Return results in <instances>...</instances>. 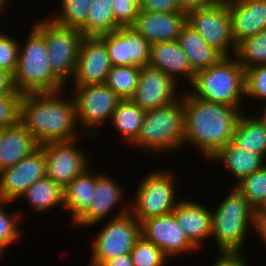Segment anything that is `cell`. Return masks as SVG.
I'll list each match as a JSON object with an SVG mask.
<instances>
[{"mask_svg": "<svg viewBox=\"0 0 266 266\" xmlns=\"http://www.w3.org/2000/svg\"><path fill=\"white\" fill-rule=\"evenodd\" d=\"M183 94L184 145L190 143L200 150L206 160L211 159L232 142L234 128L243 111L199 99L189 91Z\"/></svg>", "mask_w": 266, "mask_h": 266, "instance_id": "obj_1", "label": "cell"}, {"mask_svg": "<svg viewBox=\"0 0 266 266\" xmlns=\"http://www.w3.org/2000/svg\"><path fill=\"white\" fill-rule=\"evenodd\" d=\"M63 91L30 93L20 96L18 121L41 145L47 142L78 139L76 106L72 98L64 99Z\"/></svg>", "mask_w": 266, "mask_h": 266, "instance_id": "obj_2", "label": "cell"}, {"mask_svg": "<svg viewBox=\"0 0 266 266\" xmlns=\"http://www.w3.org/2000/svg\"><path fill=\"white\" fill-rule=\"evenodd\" d=\"M27 38L25 45L19 43L18 66L13 76L14 88L21 95L65 90V85L49 67L44 36L33 26Z\"/></svg>", "mask_w": 266, "mask_h": 266, "instance_id": "obj_3", "label": "cell"}, {"mask_svg": "<svg viewBox=\"0 0 266 266\" xmlns=\"http://www.w3.org/2000/svg\"><path fill=\"white\" fill-rule=\"evenodd\" d=\"M189 92L202 100L242 109L245 96V71L234 56L195 72ZM241 107V108H240Z\"/></svg>", "mask_w": 266, "mask_h": 266, "instance_id": "obj_4", "label": "cell"}, {"mask_svg": "<svg viewBox=\"0 0 266 266\" xmlns=\"http://www.w3.org/2000/svg\"><path fill=\"white\" fill-rule=\"evenodd\" d=\"M155 153H168L184 146L182 93L173 103L146 110L136 141L131 145Z\"/></svg>", "mask_w": 266, "mask_h": 266, "instance_id": "obj_5", "label": "cell"}, {"mask_svg": "<svg viewBox=\"0 0 266 266\" xmlns=\"http://www.w3.org/2000/svg\"><path fill=\"white\" fill-rule=\"evenodd\" d=\"M211 211V237L219 251H241L248 227H254L255 210L232 186L229 194Z\"/></svg>", "mask_w": 266, "mask_h": 266, "instance_id": "obj_6", "label": "cell"}, {"mask_svg": "<svg viewBox=\"0 0 266 266\" xmlns=\"http://www.w3.org/2000/svg\"><path fill=\"white\" fill-rule=\"evenodd\" d=\"M172 173L169 169L153 170L136 187L135 198L130 204V213L140 223L148 218L173 212L181 200L176 195L178 184L176 175Z\"/></svg>", "mask_w": 266, "mask_h": 266, "instance_id": "obj_7", "label": "cell"}, {"mask_svg": "<svg viewBox=\"0 0 266 266\" xmlns=\"http://www.w3.org/2000/svg\"><path fill=\"white\" fill-rule=\"evenodd\" d=\"M93 239L90 265L101 266L104 262L130 253L141 237V223L130 213V205L110 219Z\"/></svg>", "mask_w": 266, "mask_h": 266, "instance_id": "obj_8", "label": "cell"}, {"mask_svg": "<svg viewBox=\"0 0 266 266\" xmlns=\"http://www.w3.org/2000/svg\"><path fill=\"white\" fill-rule=\"evenodd\" d=\"M33 26L44 36L48 48L49 67L64 84L74 75L79 48L83 40L80 30L60 26L49 18Z\"/></svg>", "mask_w": 266, "mask_h": 266, "instance_id": "obj_9", "label": "cell"}, {"mask_svg": "<svg viewBox=\"0 0 266 266\" xmlns=\"http://www.w3.org/2000/svg\"><path fill=\"white\" fill-rule=\"evenodd\" d=\"M72 91L70 97L75 101L78 125L82 123L83 128L88 129V132L91 131L87 133L90 134V140H98L100 133L96 127L108 120L110 122L114 110L122 99L104 83L73 86ZM94 135L97 136L95 139Z\"/></svg>", "mask_w": 266, "mask_h": 266, "instance_id": "obj_10", "label": "cell"}, {"mask_svg": "<svg viewBox=\"0 0 266 266\" xmlns=\"http://www.w3.org/2000/svg\"><path fill=\"white\" fill-rule=\"evenodd\" d=\"M187 24L197 31L209 46L224 57L234 56L236 43L232 35V20L227 2H214L187 13Z\"/></svg>", "mask_w": 266, "mask_h": 266, "instance_id": "obj_11", "label": "cell"}, {"mask_svg": "<svg viewBox=\"0 0 266 266\" xmlns=\"http://www.w3.org/2000/svg\"><path fill=\"white\" fill-rule=\"evenodd\" d=\"M78 139L41 144L46 160V176L63 189L89 166L85 150L77 146Z\"/></svg>", "mask_w": 266, "mask_h": 266, "instance_id": "obj_12", "label": "cell"}, {"mask_svg": "<svg viewBox=\"0 0 266 266\" xmlns=\"http://www.w3.org/2000/svg\"><path fill=\"white\" fill-rule=\"evenodd\" d=\"M44 177L46 160L39 146L14 166L0 171V198L11 202L17 201L34 182Z\"/></svg>", "mask_w": 266, "mask_h": 266, "instance_id": "obj_13", "label": "cell"}, {"mask_svg": "<svg viewBox=\"0 0 266 266\" xmlns=\"http://www.w3.org/2000/svg\"><path fill=\"white\" fill-rule=\"evenodd\" d=\"M99 38L106 45L112 66H148L151 44L133 27H120Z\"/></svg>", "mask_w": 266, "mask_h": 266, "instance_id": "obj_14", "label": "cell"}, {"mask_svg": "<svg viewBox=\"0 0 266 266\" xmlns=\"http://www.w3.org/2000/svg\"><path fill=\"white\" fill-rule=\"evenodd\" d=\"M141 236L158 246L169 259L198 250L179 226L173 212L143 220Z\"/></svg>", "mask_w": 266, "mask_h": 266, "instance_id": "obj_15", "label": "cell"}, {"mask_svg": "<svg viewBox=\"0 0 266 266\" xmlns=\"http://www.w3.org/2000/svg\"><path fill=\"white\" fill-rule=\"evenodd\" d=\"M178 88V83L161 70L144 66L130 99L144 110L156 109L176 101L180 97Z\"/></svg>", "mask_w": 266, "mask_h": 266, "instance_id": "obj_16", "label": "cell"}, {"mask_svg": "<svg viewBox=\"0 0 266 266\" xmlns=\"http://www.w3.org/2000/svg\"><path fill=\"white\" fill-rule=\"evenodd\" d=\"M111 67L104 42L99 37H83L72 77L73 86L103 84Z\"/></svg>", "mask_w": 266, "mask_h": 266, "instance_id": "obj_17", "label": "cell"}, {"mask_svg": "<svg viewBox=\"0 0 266 266\" xmlns=\"http://www.w3.org/2000/svg\"><path fill=\"white\" fill-rule=\"evenodd\" d=\"M187 24L184 12H145L139 10L131 26L151 45L158 42L178 40L181 30Z\"/></svg>", "mask_w": 266, "mask_h": 266, "instance_id": "obj_18", "label": "cell"}, {"mask_svg": "<svg viewBox=\"0 0 266 266\" xmlns=\"http://www.w3.org/2000/svg\"><path fill=\"white\" fill-rule=\"evenodd\" d=\"M104 173H97L94 189V199L89 208L74 222V226H93L100 223L105 216L110 215L113 209L122 202L124 189L116 179Z\"/></svg>", "mask_w": 266, "mask_h": 266, "instance_id": "obj_19", "label": "cell"}, {"mask_svg": "<svg viewBox=\"0 0 266 266\" xmlns=\"http://www.w3.org/2000/svg\"><path fill=\"white\" fill-rule=\"evenodd\" d=\"M227 3L236 44L266 29V0H233Z\"/></svg>", "mask_w": 266, "mask_h": 266, "instance_id": "obj_20", "label": "cell"}, {"mask_svg": "<svg viewBox=\"0 0 266 266\" xmlns=\"http://www.w3.org/2000/svg\"><path fill=\"white\" fill-rule=\"evenodd\" d=\"M148 66L161 70L175 82H179L178 77H183L191 84L195 76V71L177 40L152 44Z\"/></svg>", "mask_w": 266, "mask_h": 266, "instance_id": "obj_21", "label": "cell"}, {"mask_svg": "<svg viewBox=\"0 0 266 266\" xmlns=\"http://www.w3.org/2000/svg\"><path fill=\"white\" fill-rule=\"evenodd\" d=\"M195 200L181 198L173 210L175 218L188 239L201 249L203 240L211 236V211Z\"/></svg>", "mask_w": 266, "mask_h": 266, "instance_id": "obj_22", "label": "cell"}, {"mask_svg": "<svg viewBox=\"0 0 266 266\" xmlns=\"http://www.w3.org/2000/svg\"><path fill=\"white\" fill-rule=\"evenodd\" d=\"M39 146L34 136L19 121L4 128L0 138V171L14 166Z\"/></svg>", "mask_w": 266, "mask_h": 266, "instance_id": "obj_23", "label": "cell"}, {"mask_svg": "<svg viewBox=\"0 0 266 266\" xmlns=\"http://www.w3.org/2000/svg\"><path fill=\"white\" fill-rule=\"evenodd\" d=\"M177 41L195 72L217 64L224 57L188 24L181 30Z\"/></svg>", "mask_w": 266, "mask_h": 266, "instance_id": "obj_24", "label": "cell"}, {"mask_svg": "<svg viewBox=\"0 0 266 266\" xmlns=\"http://www.w3.org/2000/svg\"><path fill=\"white\" fill-rule=\"evenodd\" d=\"M210 160L224 164L237 179L236 183L265 166V158L262 155L240 149L232 142L222 147L209 162Z\"/></svg>", "mask_w": 266, "mask_h": 266, "instance_id": "obj_25", "label": "cell"}, {"mask_svg": "<svg viewBox=\"0 0 266 266\" xmlns=\"http://www.w3.org/2000/svg\"><path fill=\"white\" fill-rule=\"evenodd\" d=\"M87 168L64 189V210L70 211L73 223L89 208L94 199L96 175Z\"/></svg>", "mask_w": 266, "mask_h": 266, "instance_id": "obj_26", "label": "cell"}, {"mask_svg": "<svg viewBox=\"0 0 266 266\" xmlns=\"http://www.w3.org/2000/svg\"><path fill=\"white\" fill-rule=\"evenodd\" d=\"M232 143L240 149L266 156V128L255 115L240 114L234 128Z\"/></svg>", "mask_w": 266, "mask_h": 266, "instance_id": "obj_27", "label": "cell"}, {"mask_svg": "<svg viewBox=\"0 0 266 266\" xmlns=\"http://www.w3.org/2000/svg\"><path fill=\"white\" fill-rule=\"evenodd\" d=\"M146 110L131 99H122L112 114L111 121L119 136L132 145L139 136Z\"/></svg>", "mask_w": 266, "mask_h": 266, "instance_id": "obj_28", "label": "cell"}, {"mask_svg": "<svg viewBox=\"0 0 266 266\" xmlns=\"http://www.w3.org/2000/svg\"><path fill=\"white\" fill-rule=\"evenodd\" d=\"M23 197L38 214L60 205V208H64L63 188L47 176L34 182L21 196Z\"/></svg>", "mask_w": 266, "mask_h": 266, "instance_id": "obj_29", "label": "cell"}, {"mask_svg": "<svg viewBox=\"0 0 266 266\" xmlns=\"http://www.w3.org/2000/svg\"><path fill=\"white\" fill-rule=\"evenodd\" d=\"M90 1L86 23L79 29L84 37H99L121 27L115 20L112 0Z\"/></svg>", "mask_w": 266, "mask_h": 266, "instance_id": "obj_30", "label": "cell"}, {"mask_svg": "<svg viewBox=\"0 0 266 266\" xmlns=\"http://www.w3.org/2000/svg\"><path fill=\"white\" fill-rule=\"evenodd\" d=\"M234 57L244 71L266 65V29L240 41L236 45Z\"/></svg>", "mask_w": 266, "mask_h": 266, "instance_id": "obj_31", "label": "cell"}, {"mask_svg": "<svg viewBox=\"0 0 266 266\" xmlns=\"http://www.w3.org/2000/svg\"><path fill=\"white\" fill-rule=\"evenodd\" d=\"M141 68L137 66H112L105 85L121 99H130L139 83Z\"/></svg>", "mask_w": 266, "mask_h": 266, "instance_id": "obj_32", "label": "cell"}, {"mask_svg": "<svg viewBox=\"0 0 266 266\" xmlns=\"http://www.w3.org/2000/svg\"><path fill=\"white\" fill-rule=\"evenodd\" d=\"M61 8L48 17L60 26L80 29L87 20L90 0H60ZM57 13V14H56ZM54 14V15H53Z\"/></svg>", "mask_w": 266, "mask_h": 266, "instance_id": "obj_33", "label": "cell"}, {"mask_svg": "<svg viewBox=\"0 0 266 266\" xmlns=\"http://www.w3.org/2000/svg\"><path fill=\"white\" fill-rule=\"evenodd\" d=\"M257 211L266 200V166L233 185Z\"/></svg>", "mask_w": 266, "mask_h": 266, "instance_id": "obj_34", "label": "cell"}, {"mask_svg": "<svg viewBox=\"0 0 266 266\" xmlns=\"http://www.w3.org/2000/svg\"><path fill=\"white\" fill-rule=\"evenodd\" d=\"M12 203L0 198V255L5 256L7 247L11 246L15 241L17 242L22 237L19 221L23 219L20 217L21 212L9 213L4 209L6 205Z\"/></svg>", "mask_w": 266, "mask_h": 266, "instance_id": "obj_35", "label": "cell"}, {"mask_svg": "<svg viewBox=\"0 0 266 266\" xmlns=\"http://www.w3.org/2000/svg\"><path fill=\"white\" fill-rule=\"evenodd\" d=\"M134 266H164L169 258L153 243L142 236L130 252Z\"/></svg>", "mask_w": 266, "mask_h": 266, "instance_id": "obj_36", "label": "cell"}, {"mask_svg": "<svg viewBox=\"0 0 266 266\" xmlns=\"http://www.w3.org/2000/svg\"><path fill=\"white\" fill-rule=\"evenodd\" d=\"M0 31V70L14 76L19 58V43L12 36Z\"/></svg>", "mask_w": 266, "mask_h": 266, "instance_id": "obj_37", "label": "cell"}, {"mask_svg": "<svg viewBox=\"0 0 266 266\" xmlns=\"http://www.w3.org/2000/svg\"><path fill=\"white\" fill-rule=\"evenodd\" d=\"M245 96L266 102V65L255 66L245 71Z\"/></svg>", "mask_w": 266, "mask_h": 266, "instance_id": "obj_38", "label": "cell"}, {"mask_svg": "<svg viewBox=\"0 0 266 266\" xmlns=\"http://www.w3.org/2000/svg\"><path fill=\"white\" fill-rule=\"evenodd\" d=\"M20 93L0 94V128H8L18 122Z\"/></svg>", "mask_w": 266, "mask_h": 266, "instance_id": "obj_39", "label": "cell"}, {"mask_svg": "<svg viewBox=\"0 0 266 266\" xmlns=\"http://www.w3.org/2000/svg\"><path fill=\"white\" fill-rule=\"evenodd\" d=\"M112 10L116 22L121 27H129L136 21L140 4L135 0H112Z\"/></svg>", "mask_w": 266, "mask_h": 266, "instance_id": "obj_40", "label": "cell"}, {"mask_svg": "<svg viewBox=\"0 0 266 266\" xmlns=\"http://www.w3.org/2000/svg\"><path fill=\"white\" fill-rule=\"evenodd\" d=\"M140 10L145 12H181L178 0H142Z\"/></svg>", "mask_w": 266, "mask_h": 266, "instance_id": "obj_41", "label": "cell"}, {"mask_svg": "<svg viewBox=\"0 0 266 266\" xmlns=\"http://www.w3.org/2000/svg\"><path fill=\"white\" fill-rule=\"evenodd\" d=\"M220 256L215 259L213 266H248L247 258L243 256V251H219Z\"/></svg>", "mask_w": 266, "mask_h": 266, "instance_id": "obj_42", "label": "cell"}, {"mask_svg": "<svg viewBox=\"0 0 266 266\" xmlns=\"http://www.w3.org/2000/svg\"><path fill=\"white\" fill-rule=\"evenodd\" d=\"M214 2L216 0H178L180 11L184 13L209 6Z\"/></svg>", "mask_w": 266, "mask_h": 266, "instance_id": "obj_43", "label": "cell"}, {"mask_svg": "<svg viewBox=\"0 0 266 266\" xmlns=\"http://www.w3.org/2000/svg\"><path fill=\"white\" fill-rule=\"evenodd\" d=\"M3 93H19L13 85V77L3 71L0 70V94Z\"/></svg>", "mask_w": 266, "mask_h": 266, "instance_id": "obj_44", "label": "cell"}, {"mask_svg": "<svg viewBox=\"0 0 266 266\" xmlns=\"http://www.w3.org/2000/svg\"><path fill=\"white\" fill-rule=\"evenodd\" d=\"M254 231L259 235L263 243L266 244V216L254 215Z\"/></svg>", "mask_w": 266, "mask_h": 266, "instance_id": "obj_45", "label": "cell"}, {"mask_svg": "<svg viewBox=\"0 0 266 266\" xmlns=\"http://www.w3.org/2000/svg\"><path fill=\"white\" fill-rule=\"evenodd\" d=\"M101 266H134L130 253L104 262Z\"/></svg>", "mask_w": 266, "mask_h": 266, "instance_id": "obj_46", "label": "cell"}, {"mask_svg": "<svg viewBox=\"0 0 266 266\" xmlns=\"http://www.w3.org/2000/svg\"><path fill=\"white\" fill-rule=\"evenodd\" d=\"M264 110H262V115L260 116H255L258 121L266 128V105L265 107L263 108Z\"/></svg>", "mask_w": 266, "mask_h": 266, "instance_id": "obj_47", "label": "cell"}, {"mask_svg": "<svg viewBox=\"0 0 266 266\" xmlns=\"http://www.w3.org/2000/svg\"><path fill=\"white\" fill-rule=\"evenodd\" d=\"M255 215H264V216H266V200L260 206V208L257 211H255Z\"/></svg>", "mask_w": 266, "mask_h": 266, "instance_id": "obj_48", "label": "cell"}, {"mask_svg": "<svg viewBox=\"0 0 266 266\" xmlns=\"http://www.w3.org/2000/svg\"><path fill=\"white\" fill-rule=\"evenodd\" d=\"M8 3V0H0V15L4 12V9H6Z\"/></svg>", "mask_w": 266, "mask_h": 266, "instance_id": "obj_49", "label": "cell"}, {"mask_svg": "<svg viewBox=\"0 0 266 266\" xmlns=\"http://www.w3.org/2000/svg\"><path fill=\"white\" fill-rule=\"evenodd\" d=\"M218 2H229V1H233V0H216Z\"/></svg>", "mask_w": 266, "mask_h": 266, "instance_id": "obj_50", "label": "cell"}, {"mask_svg": "<svg viewBox=\"0 0 266 266\" xmlns=\"http://www.w3.org/2000/svg\"><path fill=\"white\" fill-rule=\"evenodd\" d=\"M2 133H3V129L0 128V138H1Z\"/></svg>", "mask_w": 266, "mask_h": 266, "instance_id": "obj_51", "label": "cell"}, {"mask_svg": "<svg viewBox=\"0 0 266 266\" xmlns=\"http://www.w3.org/2000/svg\"><path fill=\"white\" fill-rule=\"evenodd\" d=\"M135 1H137L139 4L142 2V0H135Z\"/></svg>", "mask_w": 266, "mask_h": 266, "instance_id": "obj_52", "label": "cell"}]
</instances>
